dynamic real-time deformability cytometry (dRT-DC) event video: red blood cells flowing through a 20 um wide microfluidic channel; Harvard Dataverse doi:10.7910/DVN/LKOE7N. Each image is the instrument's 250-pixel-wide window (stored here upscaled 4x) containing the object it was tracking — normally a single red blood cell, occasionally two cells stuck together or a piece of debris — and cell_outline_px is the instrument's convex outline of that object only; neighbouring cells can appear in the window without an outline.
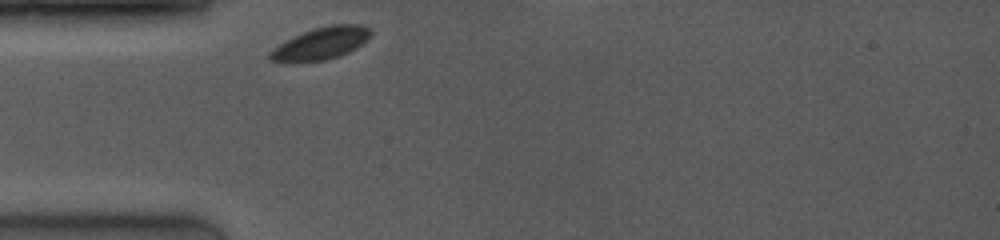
{"species": "common noctule bat (a hibernating species)", "species_latin": "Nyctalus noctula", "temperature_condition": "room temperature", "stored_images_in_passage": 22, "camera_frame_rate_fps": 4000, "um_per_image_px": 0.085, "animal": {"sex": "female", "body_mass_g": 19.0, "forearm_length_mm": 53.3}, "frame": {"image": 1, "passage_image": 1, "time_ms": 0.0, "image_size_px": [1000, 240], "cell_outline_px": [[372, 36], [368, 40], [356, 48], [340, 56], [324, 60], [284, 64], [268, 60], [268, 52], [280, 44], [304, 32], [316, 28], [332, 24], [360, 24], [372, 28]], "centroid_in_image_um": [27.29, 3.72], "position_along_channel_um": 57.7, "area_um2": 19.25}}